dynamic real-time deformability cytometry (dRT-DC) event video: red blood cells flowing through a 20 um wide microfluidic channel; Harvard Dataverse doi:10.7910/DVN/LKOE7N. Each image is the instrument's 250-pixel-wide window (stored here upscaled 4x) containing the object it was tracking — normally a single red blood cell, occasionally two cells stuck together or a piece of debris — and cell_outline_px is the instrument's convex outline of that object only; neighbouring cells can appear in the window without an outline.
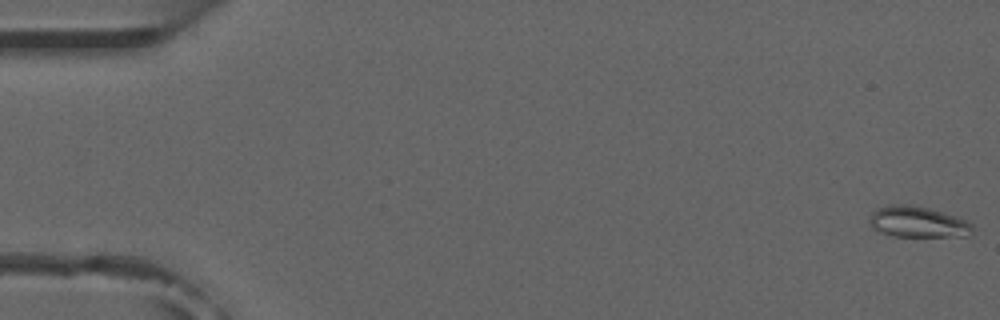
{"species": "common noctule bat (a hibernating species)", "species_latin": "Nyctalus noctula", "temperature_condition": "room temperature", "stored_images_in_passage": 6, "camera_frame_rate_fps": 3000, "um_per_image_px": 0.085, "animal": {"sex": "male", "forearm_length_mm": 52.5}, "frame": {"image": 1, "passage_image": 1, "time_ms": 0.0, "image_size_px": [1000, 320], "cell_outline_px": [[972, 228], [968, 236], [892, 236], [880, 232], [872, 228], [868, 224], [868, 220], [872, 212], [876, 208], [892, 204], [912, 204], [944, 212], [968, 220], [972, 224]], "centroid_in_image_um": [77.97, 18.85], "position_along_channel_um": 7.0, "area_um2": 18.84}}
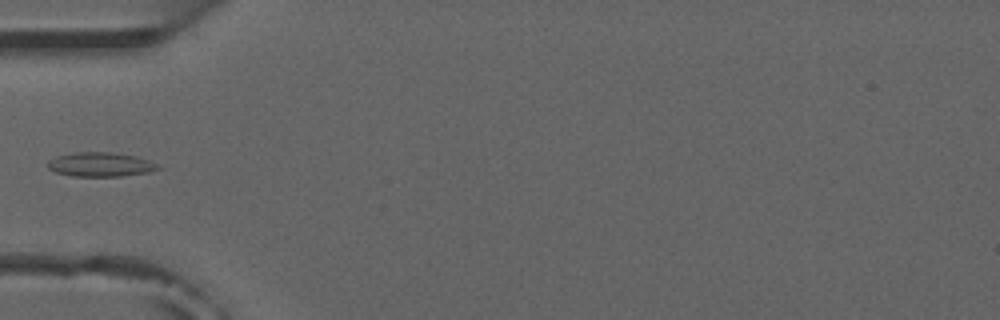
{"frame": {"image": 2, "passage_image": 5, "time_ms": 5.667, "image_size_px": [1000, 320], "cell_outline_px": [[160, 168], [148, 172], [120, 176], [72, 176], [56, 172], [48, 168], [48, 160], [56, 156], [76, 152], [112, 152], [136, 156], [148, 160], [156, 164]], "centroid_in_image_um": [8.51, 13.97], "position_along_channel_um": 76.5, "area_um2": 15.43}}
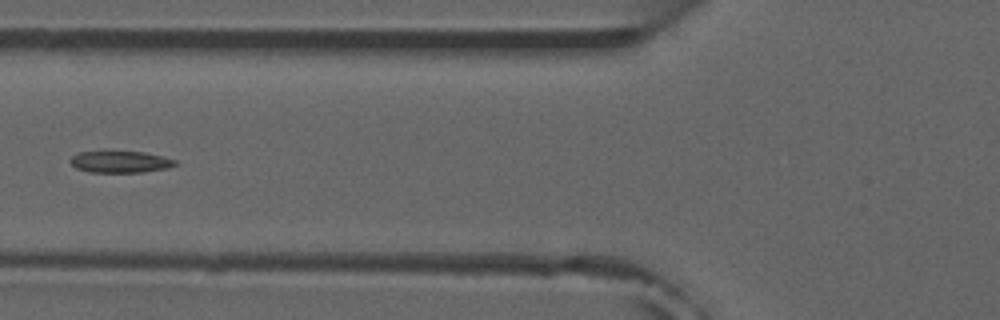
{"frame": {"image": 3, "passage_image": 6, "time_ms": 6.667, "image_size_px": [1000, 320], "cell_outline_px": [[180, 164], [168, 168], [140, 172], [88, 172], [76, 168], [68, 160], [76, 152], [108, 148], [112, 148], [144, 152], [176, 160]], "centroid_in_image_um": [10.15, 13.69], "position_along_channel_um": 115.6, "area_um2": 14.22}}